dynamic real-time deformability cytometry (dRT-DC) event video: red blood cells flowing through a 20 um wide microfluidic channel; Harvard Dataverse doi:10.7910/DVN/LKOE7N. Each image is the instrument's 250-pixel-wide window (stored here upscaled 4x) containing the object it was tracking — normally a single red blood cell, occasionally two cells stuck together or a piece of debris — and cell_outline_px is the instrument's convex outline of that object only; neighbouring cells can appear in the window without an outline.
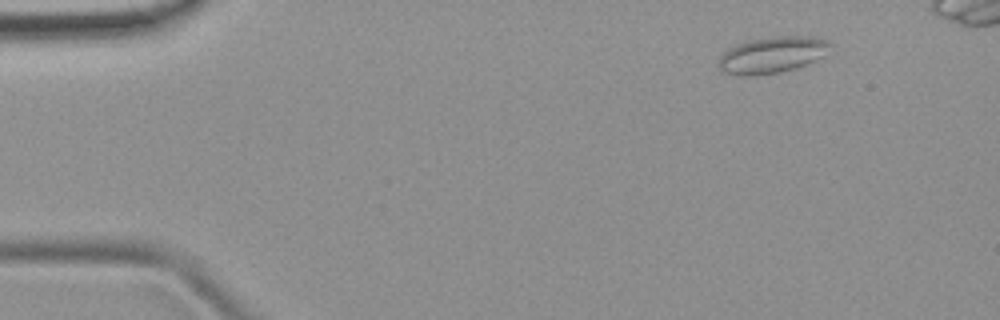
{"species": "common noctule bat (a hibernating species)", "species_latin": "Nyctalus noctula", "temperature_condition": "room temperature", "stored_images_in_passage": 5, "camera_frame_rate_fps": 3000, "um_per_image_px": 0.085, "animal": {"sex": "female", "body_mass_g": 19.9}, "frame": {"image": 1, "passage_image": 1, "time_ms": 0.0, "image_size_px": [1000, 320], "cell_outline_px": [[832, 44], [820, 56], [796, 68], [780, 72], [752, 76], [740, 76], [720, 72], [716, 64], [720, 56], [728, 48], [736, 44], [752, 40], [776, 36], [808, 36], [828, 40]], "centroid_in_image_um": [65.52, 4.68], "position_along_channel_um": 19.5, "area_um2": 23.52}}